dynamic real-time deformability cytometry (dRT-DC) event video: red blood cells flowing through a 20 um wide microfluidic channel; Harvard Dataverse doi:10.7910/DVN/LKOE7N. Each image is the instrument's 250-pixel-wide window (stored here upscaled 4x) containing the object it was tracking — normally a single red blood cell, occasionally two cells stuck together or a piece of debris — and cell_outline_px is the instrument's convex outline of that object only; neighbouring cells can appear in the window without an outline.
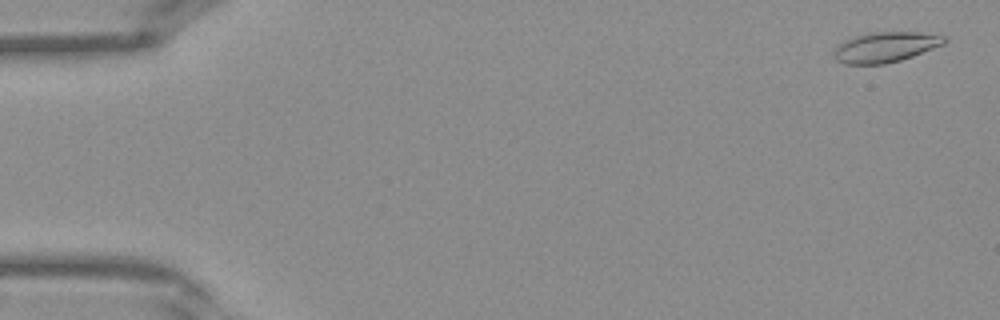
{"species": "Egyptian fruit bat (a non-hibernating species)", "species_latin": "Rousettus aegyptiacus", "temperature_condition": "warm", "stored_images_in_passage": 42, "camera_frame_rate_fps": 3000, "um_per_image_px": 0.085, "frame": {"image": 1, "passage_image": 2, "time_ms": 0.333, "image_size_px": [1000, 320], "cell_outline_px": [[948, 40], [944, 44], [912, 56], [900, 60], [884, 64], [844, 64], [836, 60], [836, 48], [840, 44], [856, 36], [872, 32], [916, 32], [944, 36]], "centroid_in_image_um": [75.3, 4.01], "position_along_channel_um": 9.7, "area_um2": 19.02}}
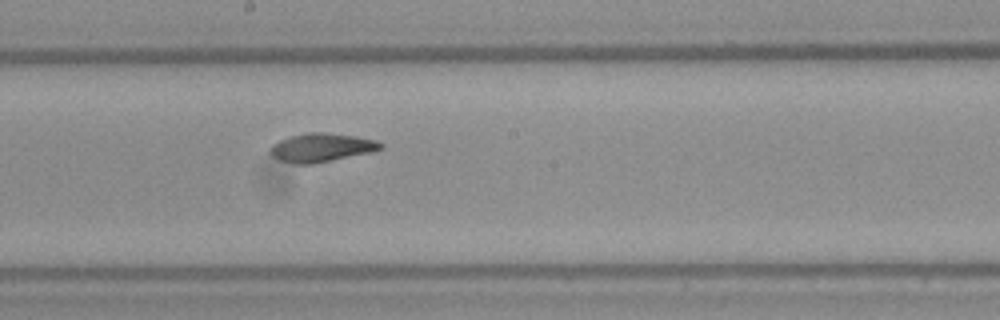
{"frame": {"image": 2, "passage_image": 23, "time_ms": 7.333, "image_size_px": [1000, 320], "cell_outline_px": [[384, 148], [372, 152], [312, 164], [296, 164], [280, 160], [272, 156], [272, 144], [280, 140], [292, 136], [308, 132], [320, 132], [356, 136], [376, 140], [384, 144]], "centroid_in_image_um": [27.37, 12.54], "position_along_channel_um": 220.8, "area_um2": 18.21}}
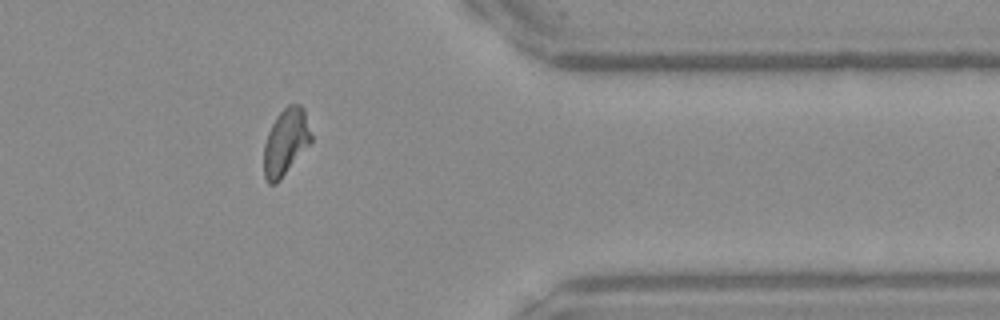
{"frame": {"image": 3, "passage_image": 34, "time_ms": 11.0, "image_size_px": [1000, 320], "cell_outline_px": [[312, 140], [280, 180], [276, 184], [268, 184], [264, 176], [264, 144], [268, 132], [276, 116], [288, 104], [300, 104], [304, 108], [312, 136]], "centroid_in_image_um": [24.28, 12.06], "position_along_channel_um": 387.1, "area_um2": 18.26}}